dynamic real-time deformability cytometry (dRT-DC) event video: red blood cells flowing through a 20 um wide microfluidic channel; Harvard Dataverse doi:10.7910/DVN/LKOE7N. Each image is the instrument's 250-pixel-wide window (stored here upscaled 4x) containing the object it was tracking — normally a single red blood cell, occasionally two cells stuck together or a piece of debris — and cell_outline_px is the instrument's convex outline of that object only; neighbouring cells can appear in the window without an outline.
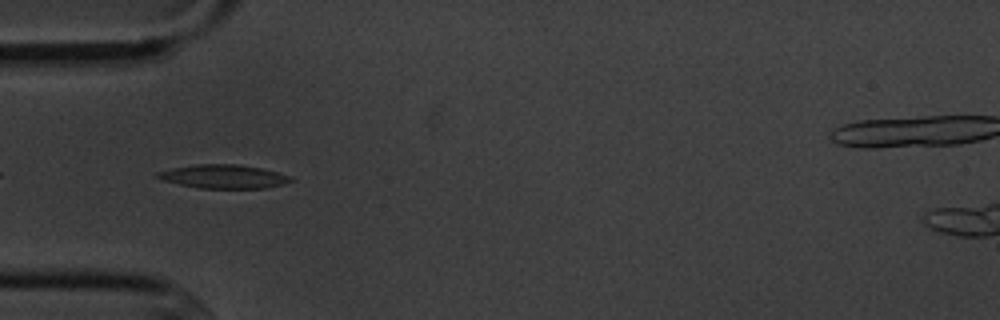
{"species": "common noctule bat (a hibernating species)", "species_latin": "Nyctalus noctula", "temperature_condition": "cold", "stored_images_in_passage": 2, "camera_frame_rate_fps": 3000, "um_per_image_px": 0.085, "animal": {"sex": "male", "body_mass_g": 20.1, "forearm_length_mm": 53.5}, "frame": {"image": 1, "passage_image": 1, "time_ms": 0.0, "image_size_px": [1000, 320], "cell_outline_px": [[292, 180], [284, 184], [264, 188], [200, 188], [160, 180], [156, 176], [156, 172], [172, 168], [196, 164], [240, 164], [260, 168], [292, 176]], "centroid_in_image_um": [18.98, 15.0], "position_along_channel_um": 66.0, "area_um2": 18.32}}
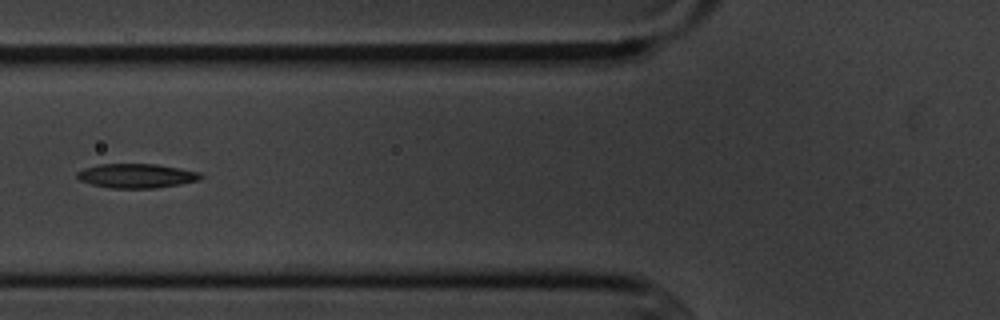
{"frame": {"image": 2, "passage_image": 2, "time_ms": 1.333, "image_size_px": [1000, 320], "cell_outline_px": [[204, 176], [200, 180], [180, 184], [156, 188], [112, 188], [92, 184], [80, 180], [76, 176], [76, 172], [84, 168], [100, 164], [156, 164], [180, 168], [200, 172]], "centroid_in_image_um": [11.63, 14.94], "position_along_channel_um": 114.2, "area_um2": 17.51}}